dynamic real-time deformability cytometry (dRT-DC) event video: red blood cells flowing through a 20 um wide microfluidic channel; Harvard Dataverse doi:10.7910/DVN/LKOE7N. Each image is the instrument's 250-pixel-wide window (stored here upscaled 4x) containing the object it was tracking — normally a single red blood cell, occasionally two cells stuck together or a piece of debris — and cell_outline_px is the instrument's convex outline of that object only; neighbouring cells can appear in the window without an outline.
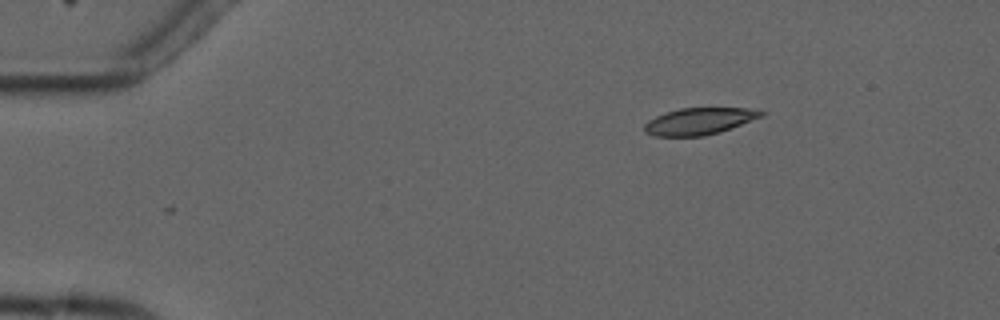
{"species": "common noctule bat (a hibernating species)", "species_latin": "Nyctalus noctula", "temperature_condition": "cold", "stored_images_in_passage": 6, "camera_frame_rate_fps": 3000, "um_per_image_px": 0.085, "animal": {"sex": "male", "forearm_length_mm": 52.5}, "frame": {"image": 1, "passage_image": 6, "time_ms": 6.333, "image_size_px": [1000, 320], "cell_outline_px": [[764, 116], [720, 132], [704, 136], [656, 136], [644, 132], [644, 124], [648, 120], [656, 116], [680, 108], [748, 108], [764, 112]], "centroid_in_image_um": [59.43, 10.31], "position_along_channel_um": 25.6, "area_um2": 18.15}}